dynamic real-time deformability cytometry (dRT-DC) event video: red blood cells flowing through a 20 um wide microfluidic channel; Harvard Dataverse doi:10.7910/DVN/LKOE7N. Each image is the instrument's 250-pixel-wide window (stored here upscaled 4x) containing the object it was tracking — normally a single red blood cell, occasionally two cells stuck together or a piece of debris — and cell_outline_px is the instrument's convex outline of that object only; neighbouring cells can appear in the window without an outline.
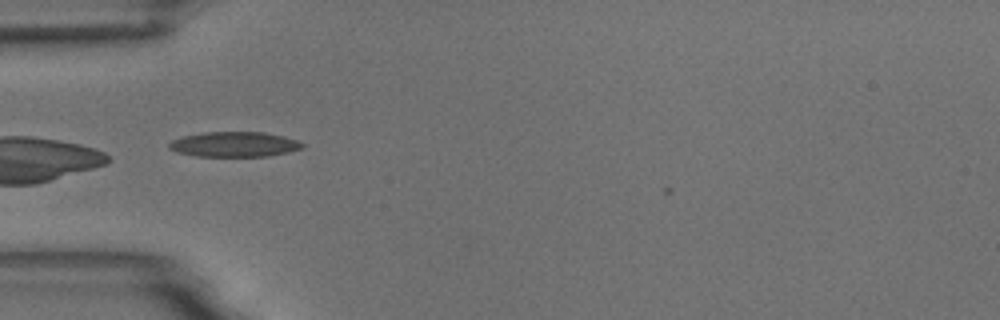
{"species": "common noctule bat (a hibernating species)", "species_latin": "Nyctalus noctula", "temperature_condition": "room temperature", "stored_images_in_passage": 5, "camera_frame_rate_fps": 3000, "um_per_image_px": 0.085, "animal": {"sex": "male", "body_mass_g": 18.8}, "frame": {"image": 1, "passage_image": 2, "time_ms": 0.333, "image_size_px": [1000, 320], "cell_outline_px": [[304, 148], [288, 152], [268, 156], [196, 156], [176, 152], [168, 148], [168, 144], [172, 140], [184, 136], [204, 132], [264, 132], [284, 136], [296, 140], [304, 144]], "centroid_in_image_um": [19.92, 12.27], "position_along_channel_um": 65.1, "area_um2": 19.48}}